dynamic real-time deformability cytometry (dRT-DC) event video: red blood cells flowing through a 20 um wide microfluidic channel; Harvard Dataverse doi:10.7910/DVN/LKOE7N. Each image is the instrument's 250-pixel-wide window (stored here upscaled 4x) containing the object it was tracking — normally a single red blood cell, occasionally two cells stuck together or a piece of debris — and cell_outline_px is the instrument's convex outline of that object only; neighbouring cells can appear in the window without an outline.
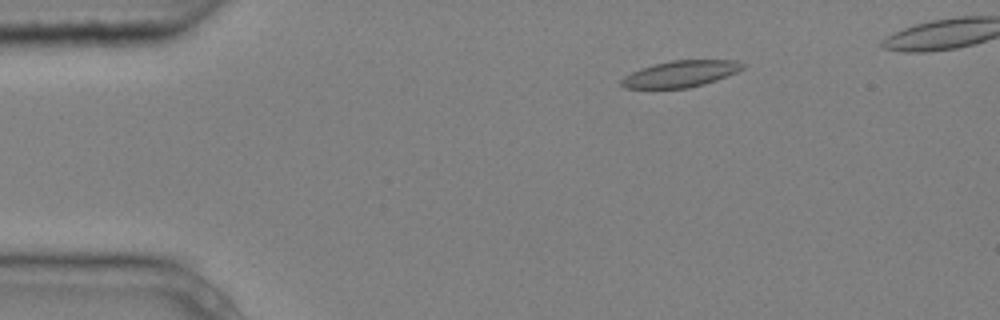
{"species": "common noctule bat (a hibernating species)", "species_latin": "Nyctalus noctula", "temperature_condition": "cold", "stored_images_in_passage": 6, "camera_frame_rate_fps": 3000, "um_per_image_px": 0.085, "animal": {"sex": "male", "body_mass_g": 20.4}, "frame": {"image": 1, "passage_image": 3, "time_ms": 0.667, "image_size_px": [1000, 320], "cell_outline_px": [[744, 68], [728, 76], [704, 84], [688, 88], [624, 88], [620, 84], [620, 80], [624, 76], [640, 68], [652, 64], [672, 60], [736, 60], [744, 64]], "centroid_in_image_um": [57.83, 6.27], "position_along_channel_um": 27.2, "area_um2": 18.73}}